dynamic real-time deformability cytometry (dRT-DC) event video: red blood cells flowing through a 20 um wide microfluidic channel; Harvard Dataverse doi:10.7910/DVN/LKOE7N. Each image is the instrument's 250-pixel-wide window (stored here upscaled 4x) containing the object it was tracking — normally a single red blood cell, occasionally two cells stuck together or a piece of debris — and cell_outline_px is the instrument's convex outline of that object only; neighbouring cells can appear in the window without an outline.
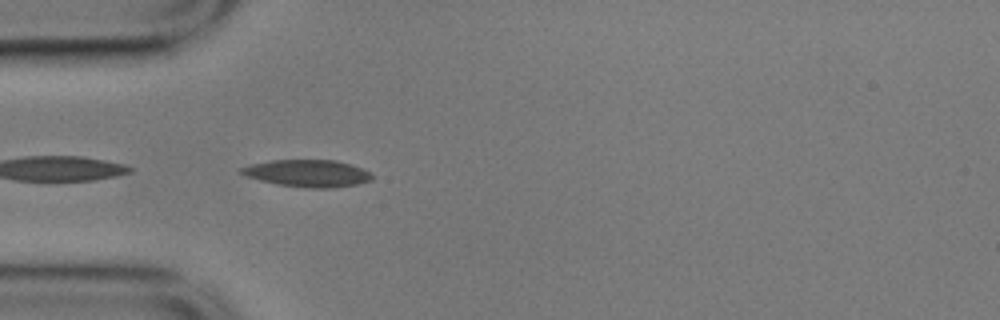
{"species": "common noctule bat (a hibernating species)", "species_latin": "Nyctalus noctula", "temperature_condition": "cold", "stored_images_in_passage": 39, "camera_frame_rate_fps": 3000, "um_per_image_px": 0.085, "animal": {"sex": "male", "body_mass_g": 17.9}, "frame": {"image": 1, "passage_image": 1, "time_ms": 0.0, "image_size_px": [1000, 320], "cell_outline_px": [[372, 180], [356, 184], [332, 188], [308, 188], [276, 184], [260, 180], [248, 176], [240, 172], [240, 168], [252, 164], [272, 160], [336, 160], [352, 164], [368, 172], [372, 176]], "centroid_in_image_um": [26.16, 14.73], "position_along_channel_um": 58.8, "area_um2": 20.46}, "authors_computed_cell_mechanics": {"area_um2": 19.0162, "velocity_mm_per_s": 3.5222, "shape_relaxation_time_tau1_ms": 10.1412, "shape_relaxation_time_tau2_ms": 5.195, "deformation_change_tau1": 0.2228, "deformation_change_tau2": 0.1445}}